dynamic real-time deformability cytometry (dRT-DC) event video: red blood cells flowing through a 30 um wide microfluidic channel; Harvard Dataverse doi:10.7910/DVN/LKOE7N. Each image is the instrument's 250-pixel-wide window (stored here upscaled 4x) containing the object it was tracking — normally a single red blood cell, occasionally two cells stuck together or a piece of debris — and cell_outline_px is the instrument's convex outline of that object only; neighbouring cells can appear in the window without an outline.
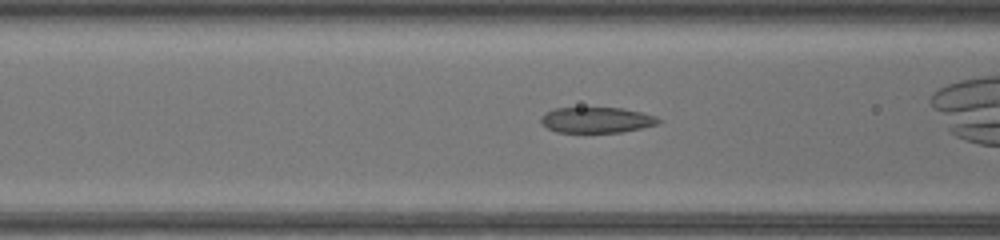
{"species": "common noctule bat (a hibernating species)", "species_latin": "Nyctalus noctula", "temperature_condition": "warm", "stored_images_in_passage": 30, "camera_frame_rate_fps": 3000, "um_per_image_px": 0.085, "animal": {"sex": "female", "body_mass_g": 17.0, "forearm_length_mm": 48.0}, "frame": {"image": 1, "passage_image": 5, "time_ms": 1.333, "image_size_px": [1000, 240], "cell_outline_px": [[664, 120], [660, 124], [620, 132], [556, 132], [540, 124], [540, 120], [548, 112], [556, 108], [624, 108], [656, 116]], "centroid_in_image_um": [50.76, 10.2], "position_along_channel_um": 115.8, "area_um2": 17.51}}
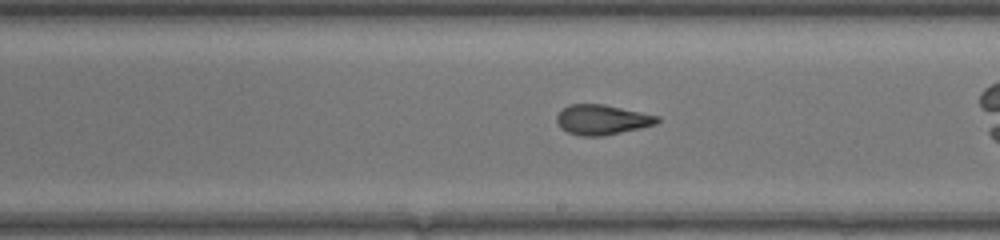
{"frame": {"image": 2, "passage_image": 13, "time_ms": 4.0, "image_size_px": [1000, 240], "cell_outline_px": [[660, 120], [656, 124], [640, 128], [604, 136], [580, 136], [568, 132], [560, 128], [556, 120], [556, 116], [568, 104], [604, 104], [660, 116]], "centroid_in_image_um": [51.17, 10.18], "position_along_channel_um": 237.8, "area_um2": 17.63}}